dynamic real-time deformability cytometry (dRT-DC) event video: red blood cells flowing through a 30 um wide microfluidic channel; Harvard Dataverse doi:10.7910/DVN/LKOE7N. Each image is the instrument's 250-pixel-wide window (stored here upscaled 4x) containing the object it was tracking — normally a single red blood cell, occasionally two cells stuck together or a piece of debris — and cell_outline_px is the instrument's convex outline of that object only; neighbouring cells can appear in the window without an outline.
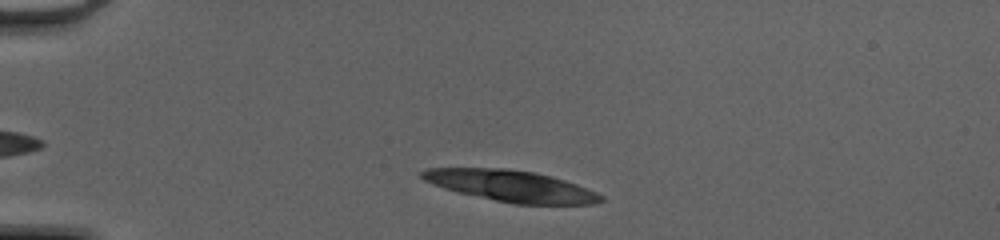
{"species": "common noctule bat (a hibernating species)", "species_latin": "Nyctalus noctula", "temperature_condition": "cold", "stored_images_in_passage": 34, "camera_frame_rate_fps": 3000, "um_per_image_px": 0.085, "animal": {"sex": "female", "body_mass_g": 20.0, "forearm_length_mm": 54.0}, "frame": {"image": 1, "passage_image": 4, "time_ms": 1.0, "image_size_px": [1000, 240], "cell_outline_px": [[604, 200], [592, 204], [512, 204], [460, 192], [444, 188], [432, 184], [424, 180], [420, 176], [420, 172], [428, 168], [504, 168], [536, 172], [564, 180], [576, 184], [596, 192], [604, 196]], "centroid_in_image_um": [43.44, 15.8], "position_along_channel_um": 41.6, "area_um2": 32.43}}
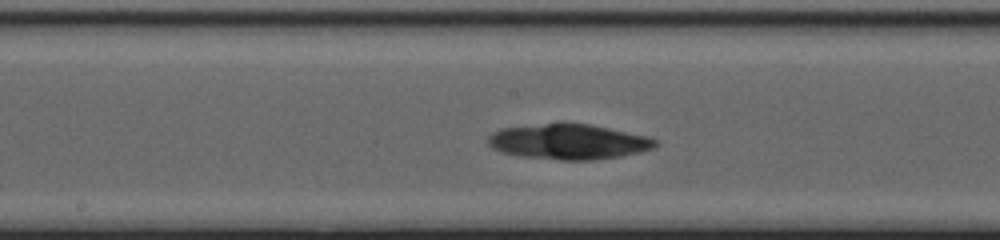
{"frame": {"image": 2, "passage_image": 19, "time_ms": 6.0, "image_size_px": [1000, 240], "cell_outline_px": [[660, 144], [652, 148], [640, 152], [620, 156], [592, 160], [560, 160], [520, 156], [504, 152], [492, 148], [488, 144], [488, 136], [492, 132], [500, 128], [544, 124], [592, 124], [644, 136], [656, 140]], "centroid_in_image_um": [48.31, 12.05], "position_along_channel_um": 199.9, "area_um2": 33.99}}
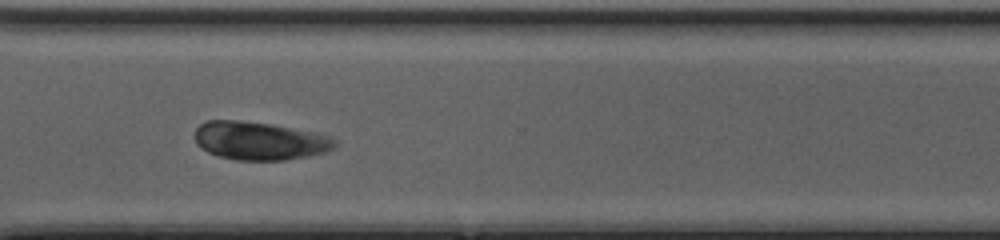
{"frame": {"image": 3, "passage_image": 30, "time_ms": 9.667, "image_size_px": [1000, 240], "cell_outline_px": [[336, 144], [332, 148], [324, 152], [308, 156], [284, 160], [236, 160], [220, 156], [208, 152], [196, 144], [196, 128], [200, 124], [208, 120], [236, 120], [272, 124], [328, 136], [336, 140]], "centroid_in_image_um": [22.02, 11.97], "position_along_channel_um": 348.6, "area_um2": 30.75}}